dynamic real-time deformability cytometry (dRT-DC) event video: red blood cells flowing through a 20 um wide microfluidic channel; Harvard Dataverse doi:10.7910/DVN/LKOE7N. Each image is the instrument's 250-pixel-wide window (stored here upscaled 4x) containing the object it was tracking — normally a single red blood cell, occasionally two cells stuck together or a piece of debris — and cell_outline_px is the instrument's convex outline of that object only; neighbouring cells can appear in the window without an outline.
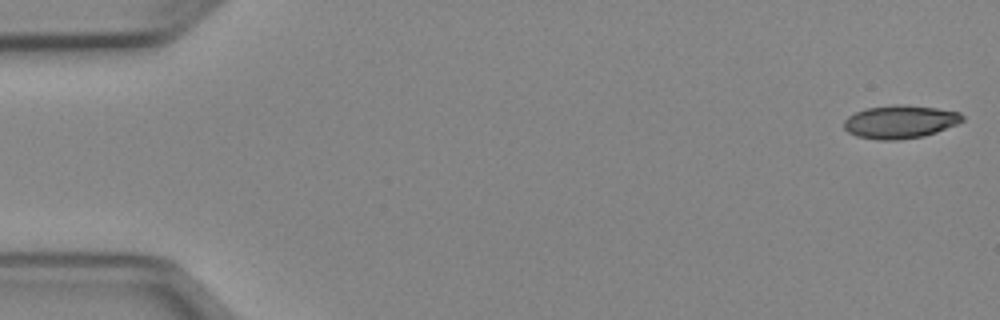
{"species": "Egyptian fruit bat (a non-hibernating species)", "species_latin": "Rousettus aegyptiacus", "temperature_condition": "cold", "stored_images_in_passage": 51, "camera_frame_rate_fps": 3000, "um_per_image_px": 0.085, "animal": {"sex": "female"}, "frame": {"image": 1, "passage_image": 1, "time_ms": 0.0, "image_size_px": [1000, 320], "cell_outline_px": [[964, 120], [956, 124], [936, 132], [924, 136], [896, 140], [876, 140], [856, 136], [848, 132], [844, 128], [844, 120], [848, 116], [864, 108], [892, 104], [900, 104], [936, 108], [960, 112], [964, 116]], "centroid_in_image_um": [76.48, 10.35], "position_along_channel_um": 8.5, "area_um2": 23.0}}
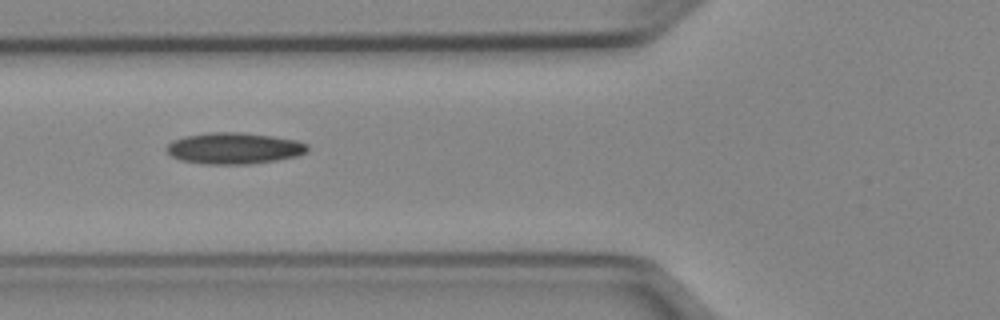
{"frame": {"image": 2, "passage_image": 19, "time_ms": 6.0, "image_size_px": [1000, 320], "cell_outline_px": [[308, 152], [296, 156], [276, 160], [248, 164], [204, 164], [180, 160], [172, 156], [164, 148], [172, 140], [184, 136], [208, 132], [240, 132], [272, 136], [296, 140], [308, 144]], "centroid_in_image_um": [19.87, 12.6], "position_along_channel_um": 105.9, "area_um2": 25.84}}
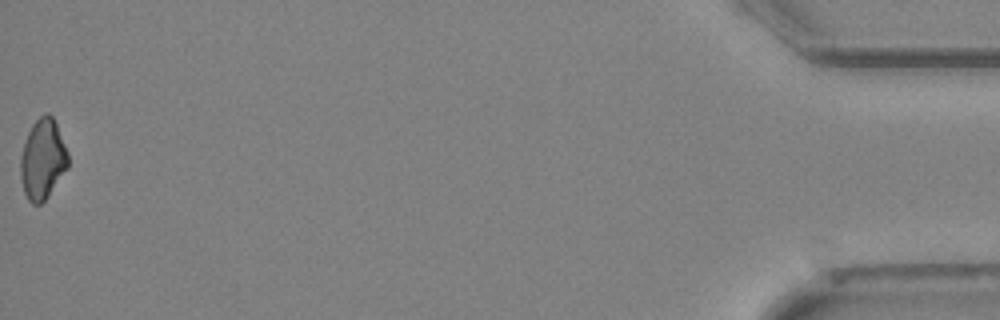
{"frame": {"image": 3, "passage_image": 51, "time_ms": 16.667, "image_size_px": [1000, 320], "cell_outline_px": [[68, 168], [48, 196], [40, 204], [32, 204], [28, 200], [24, 192], [20, 176], [20, 156], [28, 132], [32, 124], [44, 112], [48, 112], [52, 116], [56, 124], [68, 152]], "centroid_in_image_um": [3.62, 13.54], "position_along_channel_um": 431.6, "area_um2": 22.25}}